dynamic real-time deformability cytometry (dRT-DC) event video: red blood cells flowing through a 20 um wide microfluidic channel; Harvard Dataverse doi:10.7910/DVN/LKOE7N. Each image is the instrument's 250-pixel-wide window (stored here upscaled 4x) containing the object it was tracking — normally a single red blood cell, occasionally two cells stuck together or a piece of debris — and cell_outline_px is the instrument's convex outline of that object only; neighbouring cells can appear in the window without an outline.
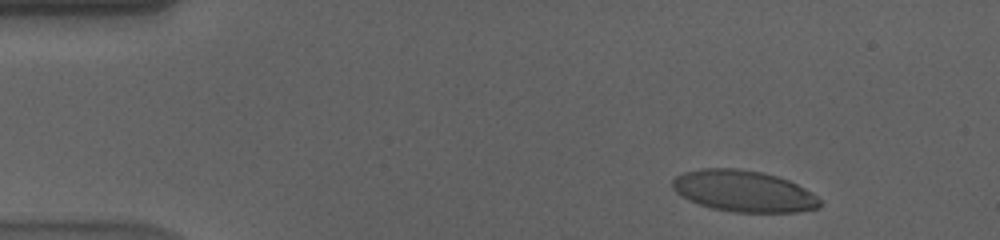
{"species": "human", "species_latin": "Homo sapiens", "temperature_condition": "cold", "stored_images_in_passage": 46, "camera_frame_rate_fps": 3000, "um_per_image_px": 0.085, "donor": {"sex": "male"}, "frame": {"image": 1, "passage_image": 1, "time_ms": 0.0, "image_size_px": [1000, 240], "cell_outline_px": [[820, 208], [796, 212], [732, 212], [712, 208], [688, 200], [680, 196], [672, 188], [672, 180], [676, 176], [684, 172], [704, 168], [740, 168], [760, 172], [776, 176], [788, 180], [812, 192], [820, 200]], "centroid_in_image_um": [63.19, 16.25], "position_along_channel_um": 21.8, "area_um2": 35.55}}
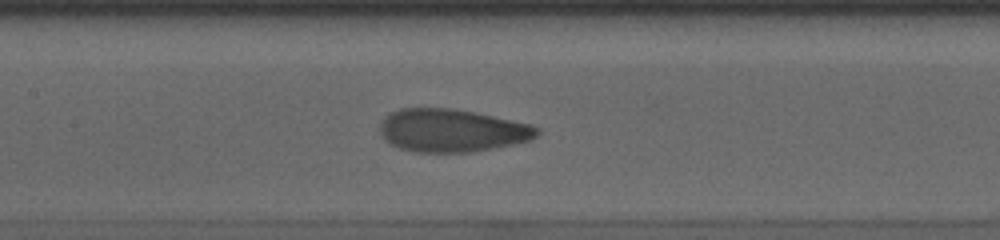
{"frame": {"image": 2, "passage_image": 21, "time_ms": 6.667, "image_size_px": [1000, 240], "cell_outline_px": [[540, 132], [532, 140], [472, 152], [416, 152], [400, 148], [384, 140], [380, 136], [380, 124], [384, 116], [400, 108], [452, 108], [476, 112], [532, 124], [540, 128]], "centroid_in_image_um": [38.41, 11.08], "position_along_channel_um": 169.0, "area_um2": 39.54}}
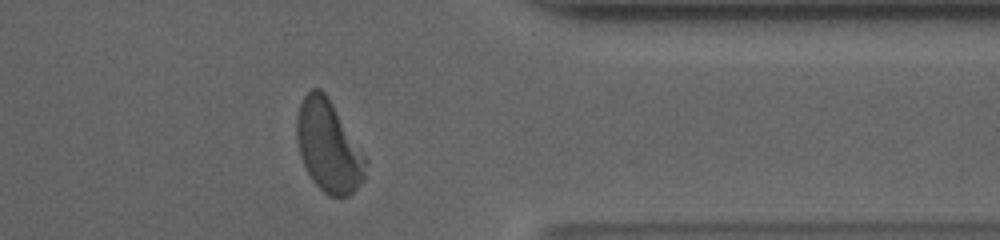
{"frame": {"image": 3, "passage_image": 40, "time_ms": 13.0, "image_size_px": [1000, 240], "cell_outline_px": [[368, 160], [364, 180], [348, 196], [328, 196], [312, 180], [300, 156], [296, 140], [296, 116], [300, 104], [304, 96], [312, 88], [320, 88], [324, 92], [332, 104]], "centroid_in_image_um": [27.91, 12.45], "position_along_channel_um": 383.5, "area_um2": 36.47}, "authors_computed_cell_mechanics": {"area_um2": 38.6393, "velocity_mm_per_s": 3.5579, "shape_relaxation_time_tau1_ms": 5.1983, "shape_relaxation_time_tau2_ms": 1.0374, "deformation_change_tau1": 0.2058, "deformation_change_tau2": 0.0674}}